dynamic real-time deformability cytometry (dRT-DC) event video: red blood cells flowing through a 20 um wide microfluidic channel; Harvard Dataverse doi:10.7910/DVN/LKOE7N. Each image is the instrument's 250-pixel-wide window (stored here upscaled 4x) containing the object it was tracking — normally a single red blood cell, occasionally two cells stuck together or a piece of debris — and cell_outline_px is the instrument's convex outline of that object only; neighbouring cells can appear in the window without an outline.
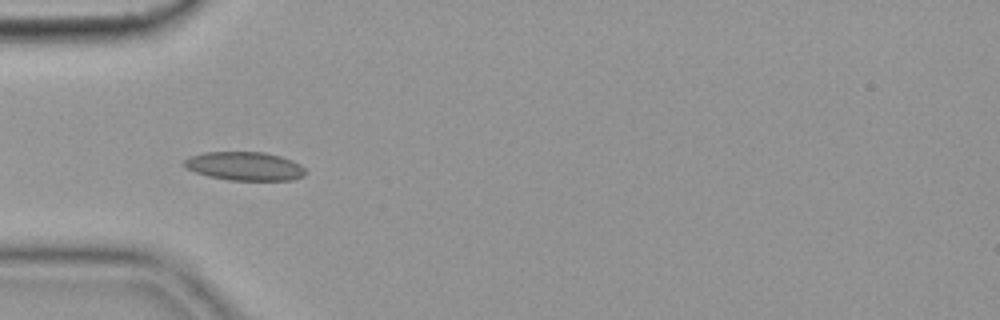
{"species": "common noctule bat (a hibernating species)", "species_latin": "Nyctalus noctula", "temperature_condition": "cold", "stored_images_in_passage": 16, "camera_frame_rate_fps": 3000, "um_per_image_px": 0.085, "animal": {"sex": "female", "body_mass_g": 19.9}, "frame": {"image": 1, "passage_image": 3, "time_ms": 0.667, "image_size_px": [1000, 320], "cell_outline_px": [[308, 172], [304, 176], [292, 180], [228, 180], [208, 176], [196, 172], [188, 168], [184, 164], [184, 160], [188, 156], [204, 152], [264, 152], [280, 156], [292, 160], [300, 164]], "centroid_in_image_um": [20.83, 14.12], "position_along_channel_um": 64.2, "area_um2": 20.29}}
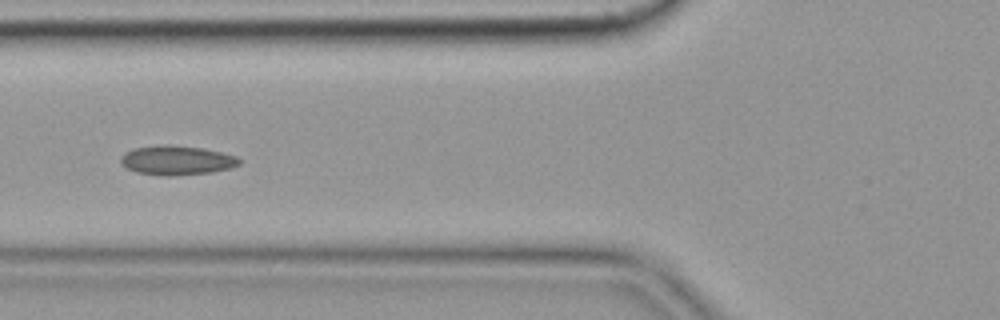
{"frame": {"image": 2, "passage_image": 7, "time_ms": 2.0, "image_size_px": [1000, 320], "cell_outline_px": [[240, 164], [228, 168], [212, 172], [172, 176], [164, 176], [136, 172], [120, 164], [120, 156], [124, 152], [132, 148], [164, 144], [168, 144], [204, 148], [236, 156], [240, 160]], "centroid_in_image_um": [14.97, 13.62], "position_along_channel_um": 110.8, "area_um2": 20.4}}